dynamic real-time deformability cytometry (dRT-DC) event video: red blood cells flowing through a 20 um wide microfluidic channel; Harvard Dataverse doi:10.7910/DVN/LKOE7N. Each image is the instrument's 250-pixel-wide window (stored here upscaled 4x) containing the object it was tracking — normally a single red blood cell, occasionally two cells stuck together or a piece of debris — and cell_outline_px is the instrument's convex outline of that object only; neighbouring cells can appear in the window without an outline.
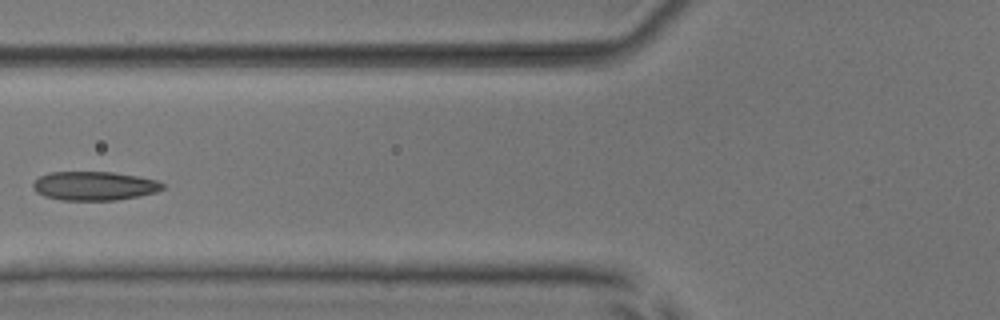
{"species": "common noctule bat (a hibernating species)", "species_latin": "Nyctalus noctula", "temperature_condition": "room temperature", "stored_images_in_passage": 6, "camera_frame_rate_fps": 3000, "um_per_image_px": 0.085, "animal": {"sex": "male", "body_mass_g": 17.9, "forearm_length_mm": 54.2}, "frame": {"image": 1, "passage_image": 5, "time_ms": 1.333, "image_size_px": [1000, 320], "cell_outline_px": [[164, 188], [156, 192], [140, 196], [116, 200], [60, 200], [44, 196], [36, 192], [32, 188], [32, 184], [40, 176], [48, 172], [112, 172], [136, 176], [156, 180], [164, 184]], "centroid_in_image_um": [7.99, 15.8], "position_along_channel_um": 117.8, "area_um2": 21.85}}
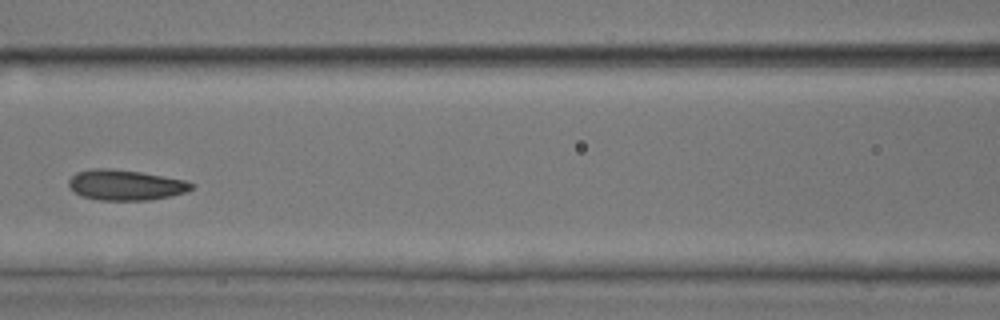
{"frame": {"image": 2, "passage_image": 6, "time_ms": 1.667, "image_size_px": [1000, 320], "cell_outline_px": [[196, 184], [192, 188], [184, 192], [168, 196], [148, 200], [100, 200], [80, 196], [68, 184], [68, 180], [76, 172], [96, 168], [108, 168], [140, 172], [184, 180]], "centroid_in_image_um": [10.64, 15.72], "position_along_channel_um": 156.0, "area_um2": 21.5}}